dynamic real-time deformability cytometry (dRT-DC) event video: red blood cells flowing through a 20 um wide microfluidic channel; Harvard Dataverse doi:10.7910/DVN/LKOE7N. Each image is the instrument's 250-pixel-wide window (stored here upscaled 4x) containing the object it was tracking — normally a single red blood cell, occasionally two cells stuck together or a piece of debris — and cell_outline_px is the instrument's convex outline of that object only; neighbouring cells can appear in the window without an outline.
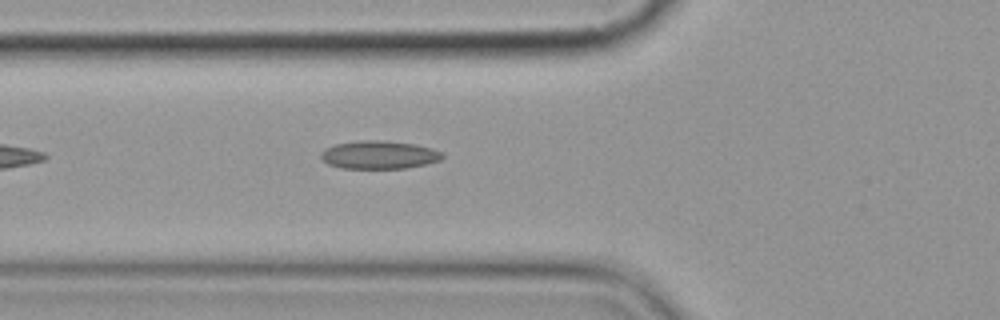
{"species": "common noctule bat (a hibernating species)", "species_latin": "Nyctalus noctula", "temperature_condition": "cold", "stored_images_in_passage": 6, "camera_frame_rate_fps": 3000, "um_per_image_px": 0.085, "animal": {"sex": "female", "body_mass_g": 19.9}, "frame": {"image": 1, "passage_image": 6, "time_ms": 6.0, "image_size_px": [1000, 320], "cell_outline_px": [[444, 156], [440, 160], [424, 164], [404, 168], [340, 168], [328, 164], [320, 156], [320, 152], [324, 148], [336, 144], [360, 140], [384, 140], [416, 144], [432, 148], [444, 152]], "centroid_in_image_um": [32.22, 13.15], "position_along_channel_um": 93.6, "area_um2": 20.0}}